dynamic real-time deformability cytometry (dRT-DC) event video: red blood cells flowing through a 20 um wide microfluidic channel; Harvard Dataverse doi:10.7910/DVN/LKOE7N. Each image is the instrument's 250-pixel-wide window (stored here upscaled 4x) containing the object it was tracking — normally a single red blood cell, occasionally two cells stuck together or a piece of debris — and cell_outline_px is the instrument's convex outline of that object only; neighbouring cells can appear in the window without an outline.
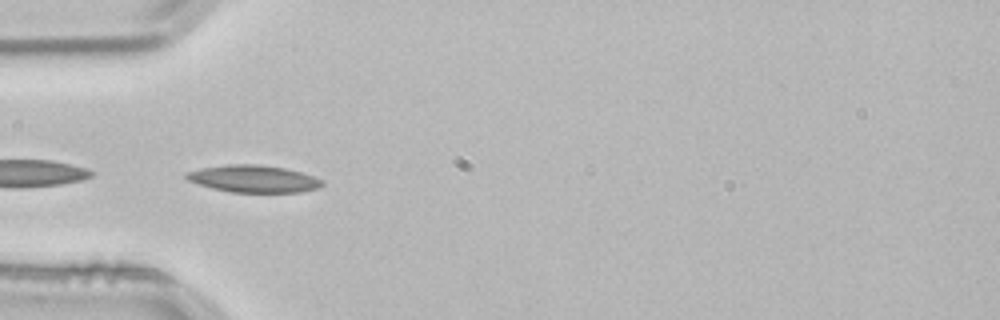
{"species": "common noctule bat (a hibernating species)", "species_latin": "Nyctalus noctula", "temperature_condition": "room temperature", "stored_images_in_passage": 3, "camera_frame_rate_fps": 3000, "um_per_image_px": 0.085, "animal": {"sex": "male", "body_mass_g": 21.5, "forearm_length_mm": 52.0}, "frame": {"image": 1, "passage_image": 3, "time_ms": 0.667, "image_size_px": [1000, 320], "cell_outline_px": [[324, 184], [320, 188], [300, 192], [232, 192], [212, 188], [188, 180], [184, 176], [184, 172], [200, 168], [228, 164], [260, 164], [284, 168], [300, 172], [324, 180]], "centroid_in_image_um": [21.55, 15.19], "position_along_channel_um": 63.4, "area_um2": 21.56}}